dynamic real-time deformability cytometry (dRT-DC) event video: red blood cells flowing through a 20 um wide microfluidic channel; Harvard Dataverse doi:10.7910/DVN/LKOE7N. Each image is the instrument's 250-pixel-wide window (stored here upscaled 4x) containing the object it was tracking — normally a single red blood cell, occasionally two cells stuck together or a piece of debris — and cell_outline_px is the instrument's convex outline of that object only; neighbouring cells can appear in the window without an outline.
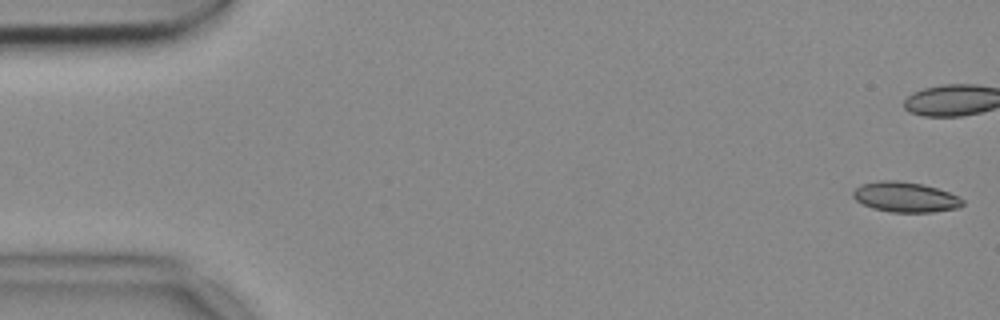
{"species": "common noctule bat (a hibernating species)", "species_latin": "Nyctalus noctula", "temperature_condition": "cold", "stored_images_in_passage": 54, "camera_frame_rate_fps": 3000, "um_per_image_px": 0.085, "animal": {"sex": "female", "body_mass_g": 18.4}, "frame": {"image": 1, "passage_image": 1, "time_ms": 0.0, "image_size_px": [1000, 320], "cell_outline_px": [[964, 204], [960, 208], [932, 212], [892, 212], [872, 208], [856, 200], [852, 196], [852, 192], [860, 184], [880, 180], [900, 180], [924, 184], [960, 196], [964, 200]], "centroid_in_image_um": [76.98, 16.74], "position_along_channel_um": 8.0, "area_um2": 19.48}}
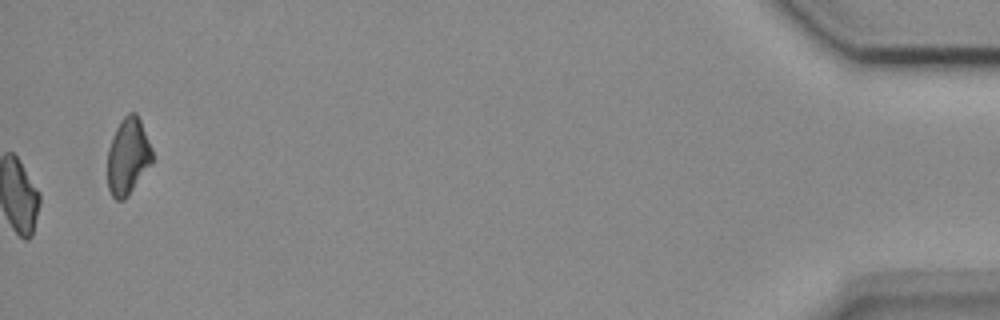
{"frame": {"image": 2, "passage_image": 54, "time_ms": 17.667, "image_size_px": [1000, 320], "cell_outline_px": [[152, 164], [128, 196], [124, 200], [116, 200], [112, 196], [108, 188], [108, 148], [112, 136], [120, 120], [128, 112], [136, 112], [140, 120], [152, 148]], "centroid_in_image_um": [10.88, 13.29], "position_along_channel_um": 424.3, "area_um2": 20.11}}